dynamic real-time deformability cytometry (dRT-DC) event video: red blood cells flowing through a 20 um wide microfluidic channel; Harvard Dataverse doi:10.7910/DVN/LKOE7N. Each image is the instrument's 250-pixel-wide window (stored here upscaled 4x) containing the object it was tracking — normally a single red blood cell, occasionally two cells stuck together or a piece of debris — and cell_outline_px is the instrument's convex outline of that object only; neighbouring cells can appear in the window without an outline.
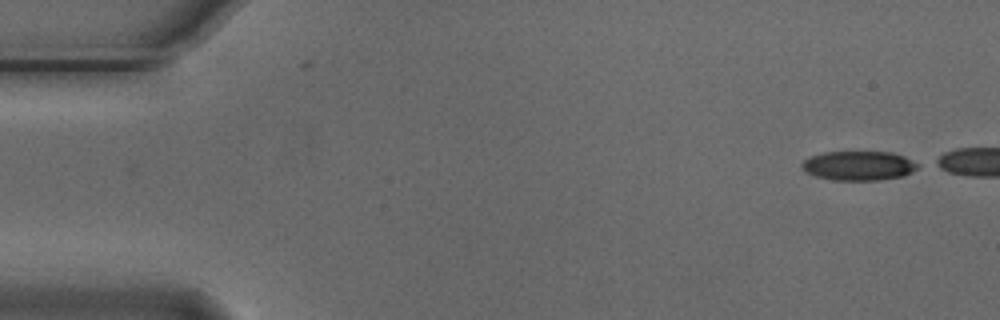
{"species": "Egyptian fruit bat (a non-hibernating species)", "species_latin": "Rousettus aegyptiacus", "temperature_condition": "cold", "stored_images_in_passage": 5, "camera_frame_rate_fps": 3000, "um_per_image_px": 0.085, "animal": {"sex": "male"}, "frame": {"image": 1, "passage_image": 1, "time_ms": 0.0, "image_size_px": [1000, 320], "cell_outline_px": [[920, 164], [912, 172], [904, 176], [880, 180], [832, 180], [816, 176], [808, 172], [800, 164], [808, 156], [824, 152], [892, 152], [904, 156]], "centroid_in_image_um": [73.0, 14.08], "position_along_channel_um": 12.0, "area_um2": 19.83}}
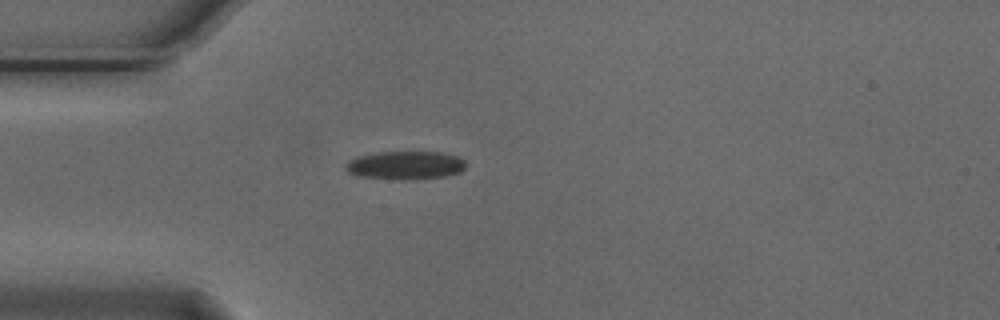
{"frame": {"image": 2, "passage_image": 5, "time_ms": 1.333, "image_size_px": [1000, 320], "cell_outline_px": [[464, 168], [460, 172], [444, 176], [364, 176], [348, 172], [344, 168], [344, 164], [348, 160], [356, 156], [376, 152], [440, 152], [456, 156], [464, 160]], "centroid_in_image_um": [34.42, 13.97], "position_along_channel_um": 50.6, "area_um2": 18.5}}